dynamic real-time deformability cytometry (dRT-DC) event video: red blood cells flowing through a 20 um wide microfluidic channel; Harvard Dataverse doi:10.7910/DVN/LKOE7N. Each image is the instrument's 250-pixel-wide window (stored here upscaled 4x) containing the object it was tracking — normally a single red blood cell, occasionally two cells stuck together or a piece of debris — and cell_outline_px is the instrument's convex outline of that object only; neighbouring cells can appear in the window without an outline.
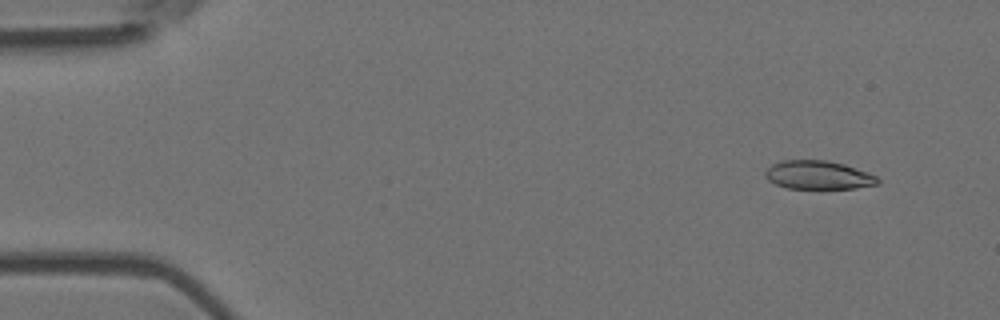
{"species": "Egyptian fruit bat (a non-hibernating species)", "species_latin": "Rousettus aegyptiacus", "temperature_condition": "room temperature", "stored_images_in_passage": 3, "camera_frame_rate_fps": 3000, "um_per_image_px": 0.085, "animal": {"sex": "female"}, "frame": {"image": 1, "passage_image": 1, "time_ms": 0.0, "image_size_px": [1000, 320], "cell_outline_px": [[880, 184], [856, 188], [788, 188], [776, 184], [768, 180], [764, 176], [764, 172], [772, 164], [780, 160], [828, 160], [844, 164], [868, 172], [876, 176], [880, 180]], "centroid_in_image_um": [69.56, 14.87], "position_along_channel_um": 15.4, "area_um2": 18.79}}